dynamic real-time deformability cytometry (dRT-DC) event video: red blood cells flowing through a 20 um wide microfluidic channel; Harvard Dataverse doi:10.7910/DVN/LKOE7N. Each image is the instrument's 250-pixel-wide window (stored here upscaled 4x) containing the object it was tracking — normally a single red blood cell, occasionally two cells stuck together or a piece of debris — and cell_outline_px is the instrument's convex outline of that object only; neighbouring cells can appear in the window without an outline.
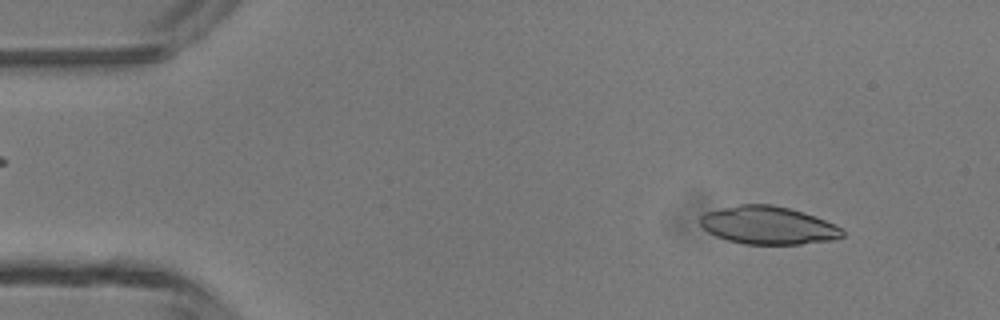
{"species": "common noctule bat (a hibernating species)", "species_latin": "Nyctalus noctula", "temperature_condition": "room temperature", "stored_images_in_passage": 3, "camera_frame_rate_fps": 3000, "um_per_image_px": 0.085, "animal": {"sex": "male", "body_mass_g": 13.3}, "frame": {"image": 1, "passage_image": 1, "time_ms": 0.0, "image_size_px": [1000, 320], "cell_outline_px": [[844, 236], [832, 240], [800, 244], [744, 244], [728, 240], [716, 236], [708, 232], [700, 224], [700, 216], [704, 212], [720, 208], [740, 204], [772, 204], [788, 208], [816, 216], [840, 228], [844, 232]], "centroid_in_image_um": [65.25, 19.15], "position_along_channel_um": 19.7, "area_um2": 31.39}}